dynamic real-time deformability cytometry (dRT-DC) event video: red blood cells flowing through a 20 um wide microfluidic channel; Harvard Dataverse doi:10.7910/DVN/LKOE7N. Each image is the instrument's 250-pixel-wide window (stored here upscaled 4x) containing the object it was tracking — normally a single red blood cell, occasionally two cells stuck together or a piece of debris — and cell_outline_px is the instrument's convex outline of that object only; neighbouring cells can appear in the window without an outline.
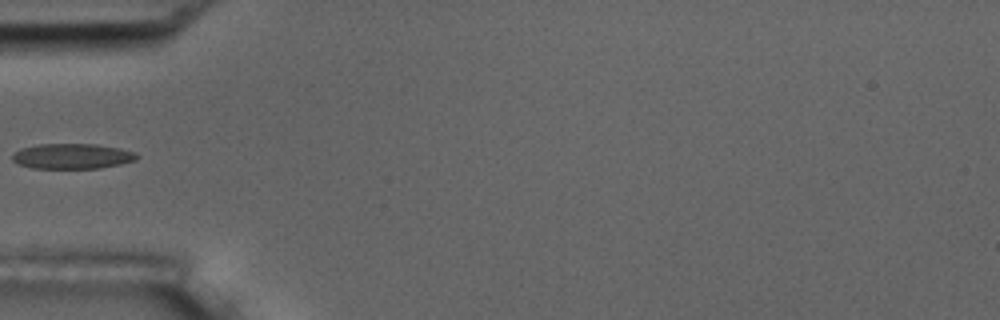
{"species": "common noctule bat (a hibernating species)", "species_latin": "Nyctalus noctula", "temperature_condition": "room temperature", "stored_images_in_passage": 2, "camera_frame_rate_fps": 3000, "um_per_image_px": 0.085, "animal": {"sex": "male", "body_mass_g": 17.5, "forearm_length_mm": 52.3}, "frame": {"image": 1, "passage_image": 1, "time_ms": 0.0, "image_size_px": [1000, 320], "cell_outline_px": [[140, 156], [136, 160], [120, 164], [100, 168], [32, 168], [20, 164], [12, 160], [12, 156], [20, 148], [40, 144], [96, 144], [120, 148], [136, 152]], "centroid_in_image_um": [6.18, 13.27], "position_along_channel_um": 78.8, "area_um2": 18.32}}